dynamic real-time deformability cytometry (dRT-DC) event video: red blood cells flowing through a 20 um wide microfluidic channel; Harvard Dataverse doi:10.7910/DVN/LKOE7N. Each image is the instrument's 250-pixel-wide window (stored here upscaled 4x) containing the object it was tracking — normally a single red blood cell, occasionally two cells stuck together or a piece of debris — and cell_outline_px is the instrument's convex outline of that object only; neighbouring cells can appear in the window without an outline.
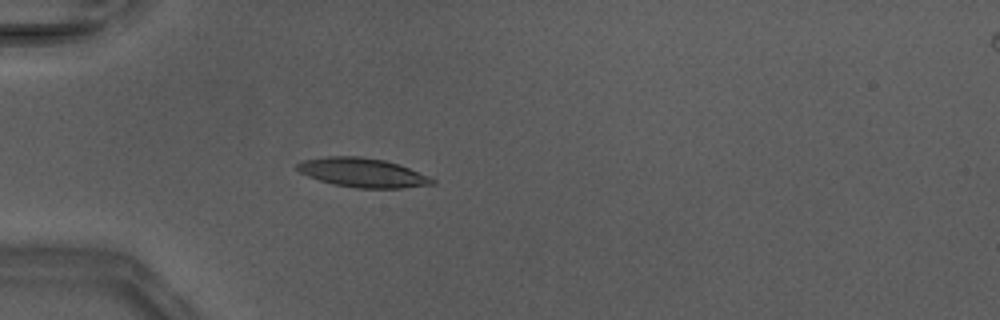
{"species": "Egyptian fruit bat (a non-hibernating species)", "species_latin": "Rousettus aegyptiacus", "temperature_condition": "warm", "stored_images_in_passage": 4, "camera_frame_rate_fps": 3000, "um_per_image_px": 0.085, "animal": {"sex": "male"}, "frame": {"image": 1, "passage_image": 1, "time_ms": 0.0, "image_size_px": [1000, 320], "cell_outline_px": [[436, 184], [400, 188], [356, 188], [332, 184], [308, 176], [300, 172], [296, 168], [296, 164], [300, 160], [328, 156], [360, 156], [384, 160], [408, 168], [428, 176], [436, 180]], "centroid_in_image_um": [30.78, 14.67], "position_along_channel_um": 54.2, "area_um2": 22.89}}